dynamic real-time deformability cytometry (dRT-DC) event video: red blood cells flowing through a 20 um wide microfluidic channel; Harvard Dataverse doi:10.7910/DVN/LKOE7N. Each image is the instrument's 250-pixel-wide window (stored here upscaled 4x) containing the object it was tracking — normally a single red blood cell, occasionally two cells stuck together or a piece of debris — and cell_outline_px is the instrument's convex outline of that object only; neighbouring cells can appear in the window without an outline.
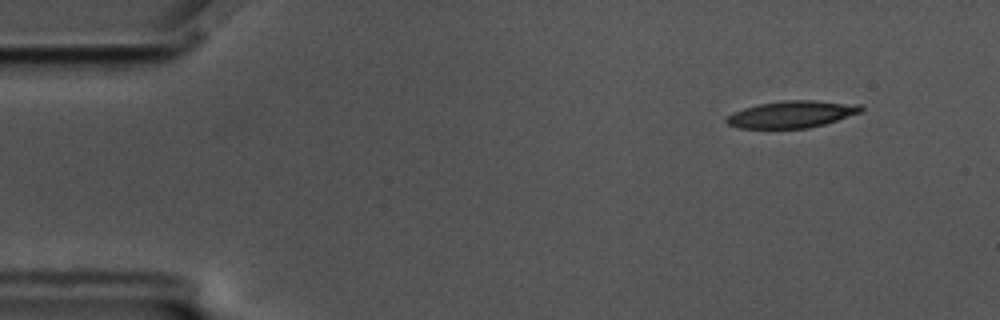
{"species": "common noctule bat (a hibernating species)", "species_latin": "Nyctalus noctula", "temperature_condition": "cold", "stored_images_in_passage": 57, "camera_frame_rate_fps": 3000, "um_per_image_px": 0.085, "animal": {"sex": "male", "body_mass_g": 17.5, "forearm_length_mm": 52.3}, "frame": {"image": 1, "passage_image": 6, "time_ms": 1.667, "image_size_px": [1000, 320], "cell_outline_px": [[864, 108], [860, 112], [824, 124], [808, 128], [740, 128], [728, 124], [724, 120], [732, 112], [756, 104], [784, 100], [816, 100], [860, 104]], "centroid_in_image_um": [67.28, 9.7], "position_along_channel_um": 17.7, "area_um2": 21.1}}
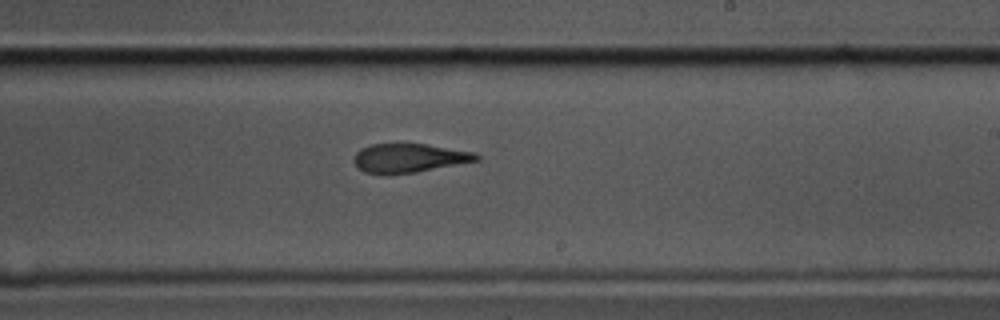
{"frame": {"image": 2, "passage_image": 34, "time_ms": 11.0, "image_size_px": [1000, 320], "cell_outline_px": [[480, 160], [416, 172], [384, 176], [364, 172], [352, 160], [356, 152], [360, 148], [368, 144], [424, 144], [476, 152], [480, 156]], "centroid_in_image_um": [34.74, 13.45], "position_along_channel_um": 254.3, "area_um2": 20.92}}
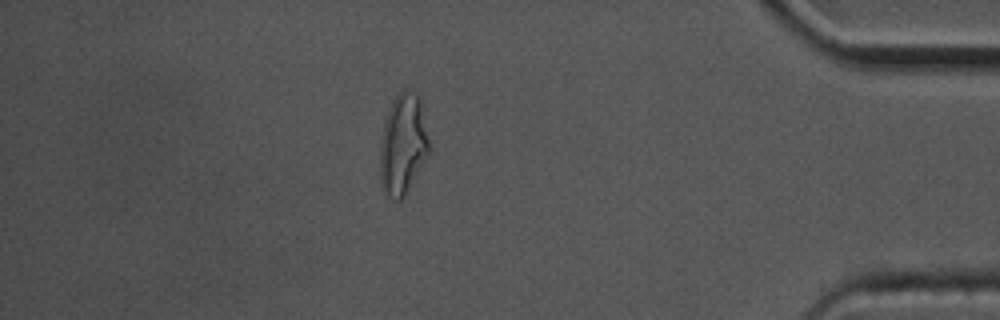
{"frame": {"image": 3, "passage_image": 50, "time_ms": 16.333, "image_size_px": [1000, 320], "cell_outline_px": [[432, 148], [404, 196], [400, 200], [396, 200], [388, 196], [384, 192], [380, 184], [380, 144], [384, 124], [392, 100], [404, 88], [420, 96]], "centroid_in_image_um": [34.27, 12.26], "position_along_channel_um": 400.9, "area_um2": 29.07}, "authors_computed_cell_mechanics": {"area_um2": 22.0796, "velocity_mm_per_s": 3.5077, "shape_relaxation_time_tau1_ms": null, "shape_relaxation_time_tau2_ms": 3.1852, "deformation_change_tau1": null, "deformation_change_tau2": 0.1321}}